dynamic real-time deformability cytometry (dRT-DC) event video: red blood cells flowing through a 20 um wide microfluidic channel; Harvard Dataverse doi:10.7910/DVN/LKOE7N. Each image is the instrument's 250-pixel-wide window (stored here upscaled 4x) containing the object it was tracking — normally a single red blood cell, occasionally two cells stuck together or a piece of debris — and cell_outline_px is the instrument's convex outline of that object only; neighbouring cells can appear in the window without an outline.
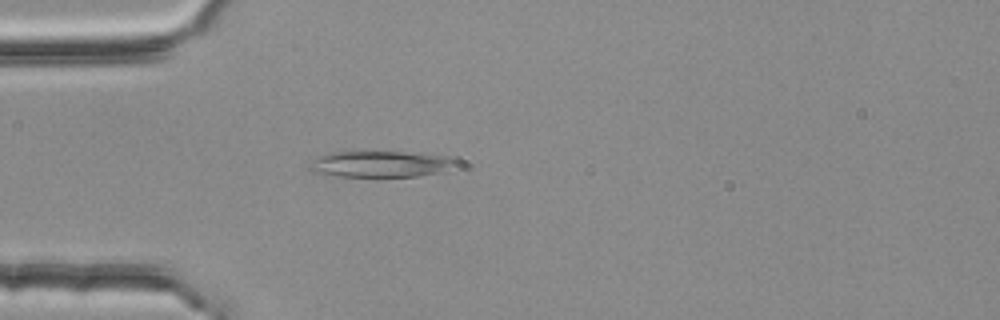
{"species": "common noctule bat (a hibernating species)", "species_latin": "Nyctalus noctula", "temperature_condition": "room temperature", "stored_images_in_passage": 48, "camera_frame_rate_fps": 3000, "um_per_image_px": 0.085, "animal": {"sex": "female", "body_mass_g": 25.1}, "frame": {"image": 1, "passage_image": 9, "time_ms": 2.667, "image_size_px": [1000, 320], "cell_outline_px": [[460, 160], [448, 172], [416, 176], [336, 176], [312, 172], [308, 164], [316, 156], [332, 152], [404, 152], [448, 156]], "centroid_in_image_um": [32.39, 13.95], "position_along_channel_um": 52.6, "area_um2": 22.6}}
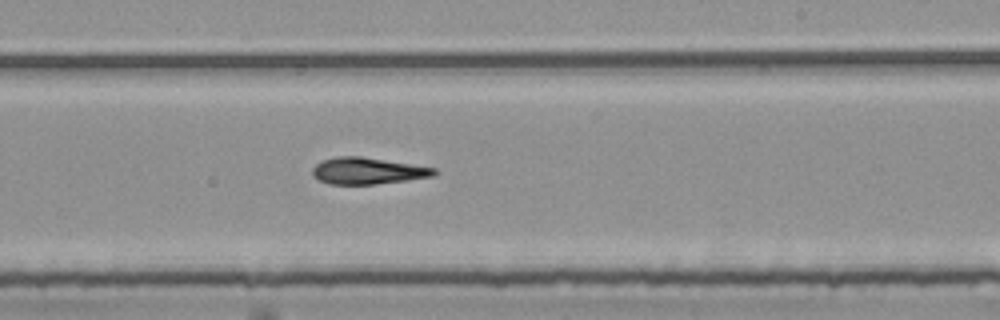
{"frame": {"image": 2, "passage_image": 26, "time_ms": 8.333, "image_size_px": [1000, 320], "cell_outline_px": [[440, 172], [432, 176], [376, 184], [328, 184], [312, 176], [312, 168], [316, 164], [324, 160], [336, 156], [360, 156], [436, 168]], "centroid_in_image_um": [31.23, 14.52], "position_along_channel_um": 257.8, "area_um2": 18.73}}
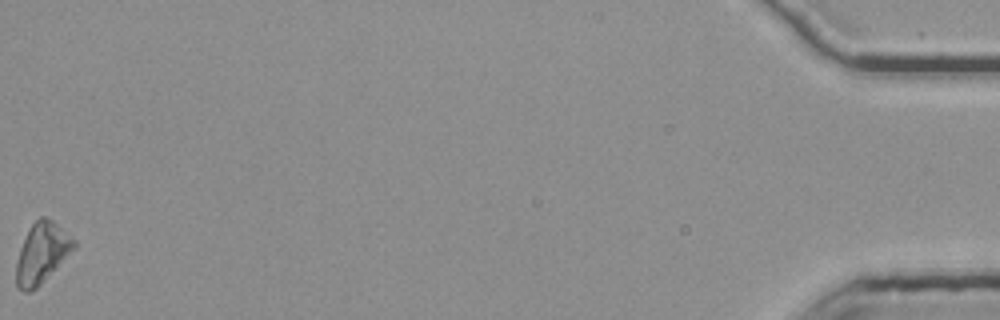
{"frame": {"image": 3, "passage_image": 48, "time_ms": 15.667, "image_size_px": [1000, 320], "cell_outline_px": [[76, 244], [40, 284], [32, 292], [24, 292], [16, 284], [16, 264], [20, 248], [28, 228], [40, 216], [48, 216], [76, 240]], "centroid_in_image_um": [3.52, 21.46], "position_along_channel_um": 431.7, "area_um2": 19.83}}